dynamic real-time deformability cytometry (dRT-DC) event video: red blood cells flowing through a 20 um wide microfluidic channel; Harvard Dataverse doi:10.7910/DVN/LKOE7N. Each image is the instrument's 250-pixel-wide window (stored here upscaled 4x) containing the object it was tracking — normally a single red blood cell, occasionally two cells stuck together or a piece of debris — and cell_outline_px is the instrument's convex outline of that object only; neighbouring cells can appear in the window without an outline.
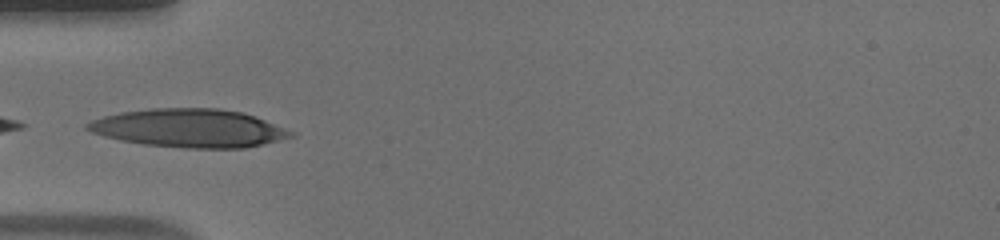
{"species": "human", "species_latin": "Homo sapiens", "temperature_condition": "warm", "stored_images_in_passage": 31, "camera_frame_rate_fps": 3000, "um_per_image_px": 0.085, "donor": {"sex": "male"}, "frame": {"image": 1, "passage_image": 1, "time_ms": 0.0, "image_size_px": [1000, 240], "cell_outline_px": [[296, 136], [264, 144], [244, 148], [188, 148], [144, 144], [120, 140], [104, 136], [92, 132], [84, 128], [84, 124], [92, 120], [104, 116], [120, 112], [148, 108], [220, 108], [240, 112], [256, 116], [296, 132]], "centroid_in_image_um": [16.1, 10.89], "position_along_channel_um": 68.9, "area_um2": 45.66}}
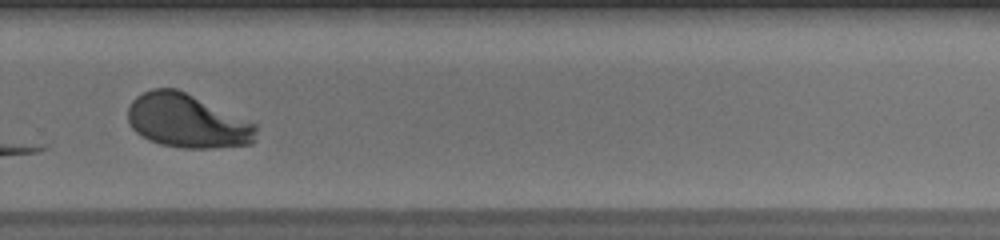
{"frame": {"image": 2, "passage_image": 20, "time_ms": 6.333, "image_size_px": [1000, 240], "cell_outline_px": [[256, 140], [252, 144], [212, 148], [180, 148], [160, 144], [148, 140], [140, 136], [132, 128], [128, 120], [128, 108], [132, 100], [136, 96], [152, 88], [176, 88], [256, 124]], "centroid_in_image_um": [15.88, 10.3], "position_along_channel_um": 313.9, "area_um2": 40.11}}
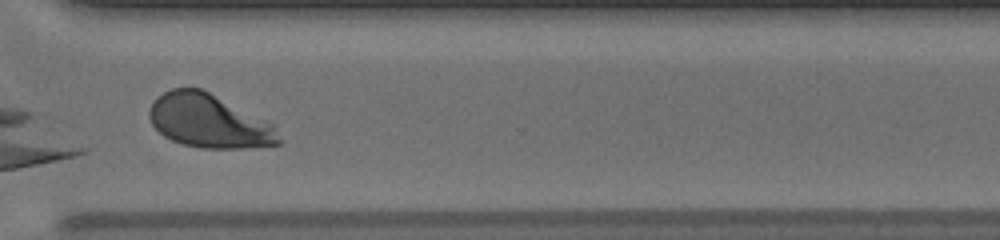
{"frame": {"image": 3, "passage_image": 23, "time_ms": 7.333, "image_size_px": [1000, 240], "cell_outline_px": [[284, 140], [280, 144], [244, 148], [200, 148], [184, 144], [172, 140], [164, 136], [152, 124], [148, 116], [148, 108], [156, 96], [172, 88], [200, 88], [272, 124]], "centroid_in_image_um": [17.73, 10.3], "position_along_channel_um": 352.9, "area_um2": 40.11}, "authors_computed_cell_mechanics": {"area_um2": 41.2692, "velocity_mm_per_s": 3.8674, "shape_relaxation_time_tau1_ms": 3.599, "shape_relaxation_time_tau2_ms": null, "deformation_change_tau1": 0.2278, "deformation_change_tau2": null}}